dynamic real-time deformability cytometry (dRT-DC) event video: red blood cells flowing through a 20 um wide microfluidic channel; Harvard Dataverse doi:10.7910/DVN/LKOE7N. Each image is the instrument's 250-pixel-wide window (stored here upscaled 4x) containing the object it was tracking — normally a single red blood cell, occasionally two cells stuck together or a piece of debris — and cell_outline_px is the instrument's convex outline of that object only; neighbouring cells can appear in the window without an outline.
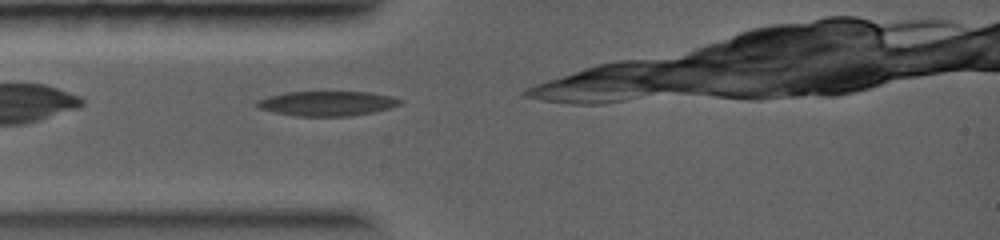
{"species": "common noctule bat (a hibernating species)", "species_latin": "Nyctalus noctula", "temperature_condition": "warm", "stored_images_in_passage": 28, "camera_frame_rate_fps": 5000, "um_per_image_px": 0.085, "animal": {"sex": "female", "body_mass_g": 19.0, "forearm_length_mm": 56.7}, "frame": {"image": 1, "passage_image": 1, "time_ms": 0.0, "image_size_px": [1000, 240], "cell_outline_px": [[404, 100], [400, 104], [388, 108], [372, 112], [352, 116], [296, 116], [272, 112], [260, 108], [256, 104], [256, 100], [268, 96], [288, 92], [372, 92], [392, 96]], "centroid_in_image_um": [27.81, 8.79], "position_along_channel_um": 57.2, "area_um2": 20.63}}